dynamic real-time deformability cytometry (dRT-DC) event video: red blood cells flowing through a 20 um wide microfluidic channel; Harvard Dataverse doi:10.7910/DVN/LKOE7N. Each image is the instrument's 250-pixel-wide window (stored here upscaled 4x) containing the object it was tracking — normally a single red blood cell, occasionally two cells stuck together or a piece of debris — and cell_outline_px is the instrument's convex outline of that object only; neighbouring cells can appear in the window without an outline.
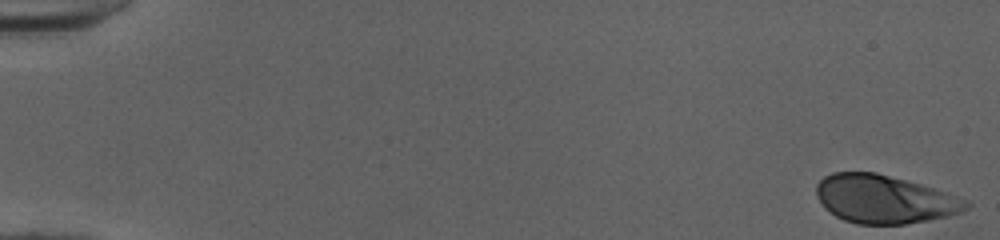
{"species": "human", "species_latin": "Homo sapiens", "temperature_condition": "cold", "stored_images_in_passage": 51, "camera_frame_rate_fps": 3000, "um_per_image_px": 0.085, "donor": {"sex": "female"}, "frame": {"image": 1, "passage_image": 1, "time_ms": 0.0, "image_size_px": [1000, 240], "cell_outline_px": [[972, 204], [968, 208], [960, 212], [944, 216], [904, 224], [856, 224], [844, 220], [836, 216], [816, 196], [816, 184], [824, 176], [832, 172], [876, 172], [920, 184], [968, 200]], "centroid_in_image_um": [75.15, 16.92], "position_along_channel_um": 9.9, "area_um2": 41.56}}
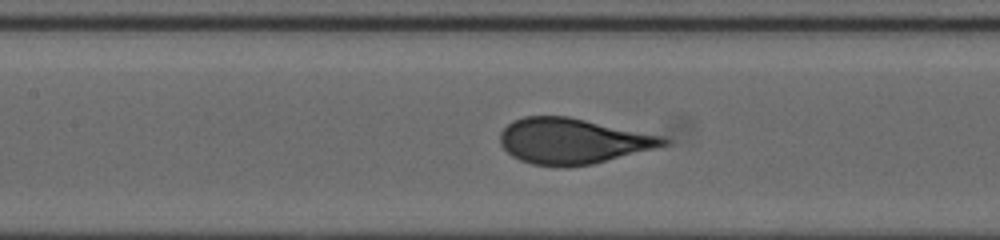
{"frame": {"image": 2, "passage_image": 25, "time_ms": 8.0, "image_size_px": [1000, 240], "cell_outline_px": [[672, 140], [668, 144], [592, 164], [532, 164], [520, 160], [512, 156], [500, 144], [500, 132], [512, 120], [524, 116], [568, 116], [660, 136]], "centroid_in_image_um": [48.62, 11.95], "position_along_channel_um": 158.8, "area_um2": 42.19}}
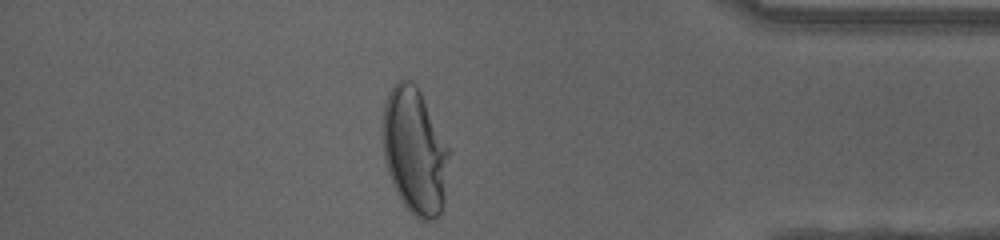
{"frame": {"image": 3, "passage_image": 45, "time_ms": 14.667, "image_size_px": [1000, 240], "cell_outline_px": [[448, 156], [444, 204], [436, 220], [420, 220], [404, 204], [396, 192], [388, 172], [384, 156], [380, 128], [384, 104], [388, 92], [396, 80], [404, 76], [416, 84], [448, 148]], "centroid_in_image_um": [35.2, 12.79], "position_along_channel_um": 400.0, "area_um2": 48.78}, "authors_computed_cell_mechanics": {"area_um2": 42.7142, "velocity_mm_per_s": 4.0111, "shape_relaxation_time_tau1_ms": 4.4587, "shape_relaxation_time_tau2_ms": null, "deformation_change_tau1": 0.1934, "deformation_change_tau2": null}}